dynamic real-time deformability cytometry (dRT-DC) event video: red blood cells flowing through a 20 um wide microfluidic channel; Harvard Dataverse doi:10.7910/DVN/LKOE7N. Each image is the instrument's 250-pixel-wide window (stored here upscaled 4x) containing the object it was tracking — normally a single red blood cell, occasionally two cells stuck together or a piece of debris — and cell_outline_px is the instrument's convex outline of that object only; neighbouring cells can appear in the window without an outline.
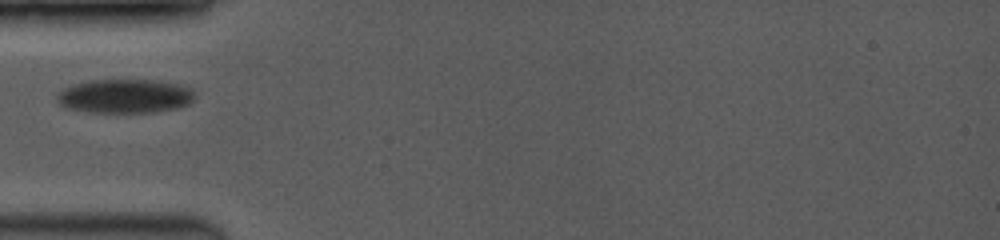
{"species": "common noctule bat (a hibernating species)", "species_latin": "Nyctalus noctula", "temperature_condition": "room temperature", "stored_images_in_passage": 3, "camera_frame_rate_fps": 3500, "um_per_image_px": 0.085, "animal": {"sex": "female", "body_mass_g": 19.0, "forearm_length_mm": 53.3}, "frame": {"image": 1, "passage_image": 1, "time_ms": 0.0, "image_size_px": [1000, 240], "cell_outline_px": [[192, 100], [188, 104], [176, 108], [152, 112], [92, 112], [64, 108], [56, 100], [56, 96], [64, 88], [72, 84], [92, 80], [152, 80], [180, 84], [188, 88], [192, 92]], "centroid_in_image_um": [10.55, 8.17], "position_along_channel_um": 74.4, "area_um2": 27.05}}
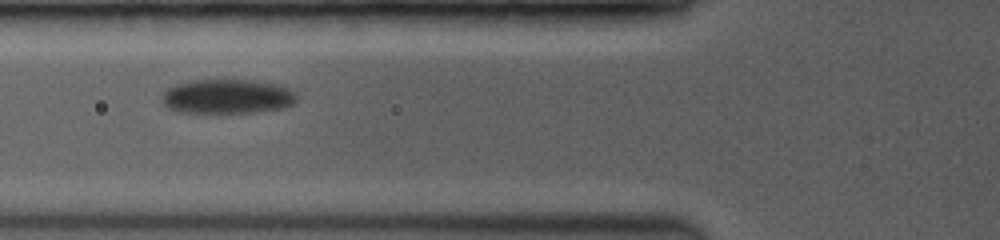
{"frame": {"image": 2, "passage_image": 2, "time_ms": 0.857, "image_size_px": [1000, 240], "cell_outline_px": [[300, 100], [292, 104], [280, 108], [256, 112], [176, 112], [168, 108], [164, 104], [164, 92], [168, 88], [176, 84], [192, 80], [252, 80], [276, 84], [288, 88], [296, 92]], "centroid_in_image_um": [19.36, 8.19], "position_along_channel_um": 106.4, "area_um2": 26.93}}
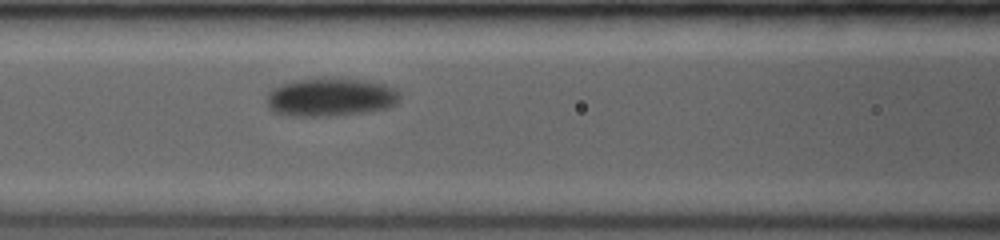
{"frame": {"image": 3, "passage_image": 3, "time_ms": 1.714, "image_size_px": [1000, 240], "cell_outline_px": [[400, 100], [396, 104], [388, 108], [364, 112], [328, 116], [284, 116], [272, 112], [268, 108], [268, 92], [280, 84], [292, 80], [372, 80], [384, 84], [392, 88], [400, 96]], "centroid_in_image_um": [28.07, 8.29], "position_along_channel_um": 138.5, "area_um2": 29.36}}